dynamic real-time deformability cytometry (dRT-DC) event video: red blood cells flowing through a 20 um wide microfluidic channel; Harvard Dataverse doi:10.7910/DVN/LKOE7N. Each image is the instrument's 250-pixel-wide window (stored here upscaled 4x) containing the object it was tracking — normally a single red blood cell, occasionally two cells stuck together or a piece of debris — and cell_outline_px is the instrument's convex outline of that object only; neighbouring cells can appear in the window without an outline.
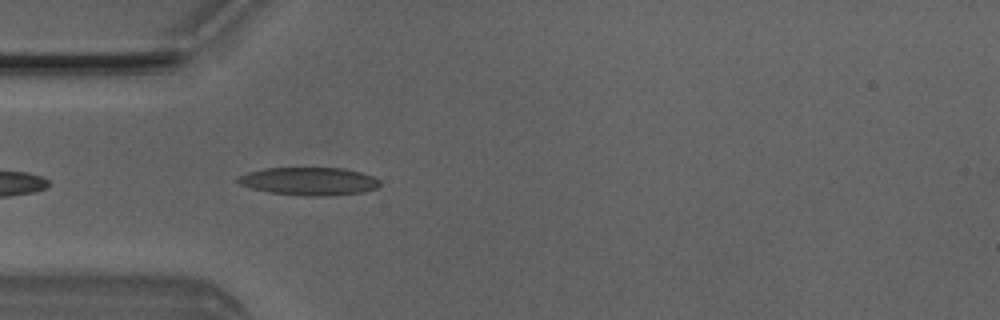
{"species": "Egyptian fruit bat (a non-hibernating species)", "species_latin": "Rousettus aegyptiacus", "temperature_condition": "room temperature", "stored_images_in_passage": 5, "camera_frame_rate_fps": 3000, "um_per_image_px": 0.085, "animal": {"sex": "male"}, "frame": {"image": 1, "passage_image": 5, "time_ms": 1.333, "image_size_px": [1000, 320], "cell_outline_px": [[380, 184], [376, 188], [364, 192], [336, 196], [304, 196], [268, 192], [252, 188], [240, 184], [236, 180], [240, 176], [248, 172], [264, 168], [344, 168], [360, 172], [372, 176], [380, 180]], "centroid_in_image_um": [26.3, 15.42], "position_along_channel_um": 58.7, "area_um2": 23.24}}